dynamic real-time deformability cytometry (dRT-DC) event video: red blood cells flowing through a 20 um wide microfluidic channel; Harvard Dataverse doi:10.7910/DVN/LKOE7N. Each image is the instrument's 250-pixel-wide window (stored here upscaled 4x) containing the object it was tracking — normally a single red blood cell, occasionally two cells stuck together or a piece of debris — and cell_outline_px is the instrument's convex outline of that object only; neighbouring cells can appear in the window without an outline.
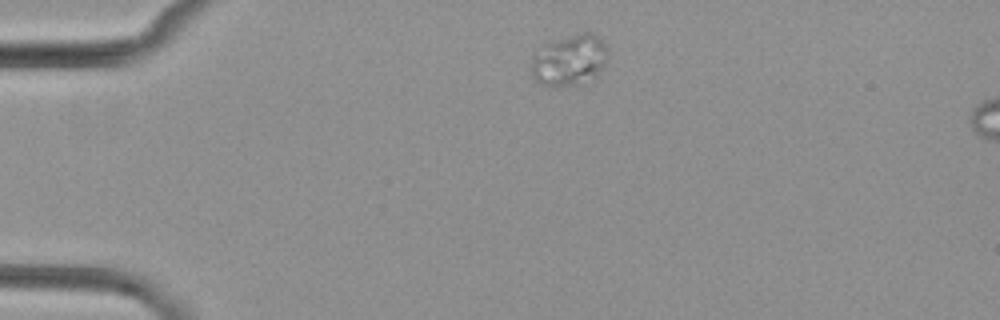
{"species": "common noctule bat (a hibernating species)", "species_latin": "Nyctalus noctula", "temperature_condition": "cold", "stored_images_in_passage": 2, "camera_frame_rate_fps": 3000, "um_per_image_px": 0.085, "animal": {"sex": "female", "body_mass_g": 29.2, "forearm_length_mm": 56.3}, "frame": {"image": 1, "passage_image": 1, "time_ms": 0.0, "image_size_px": [1000, 320], "cell_outline_px": [[608, 60], [600, 72], [592, 80], [576, 84], [556, 88], [552, 88], [540, 84], [532, 76], [532, 56], [540, 44], [580, 32], [588, 32], [600, 36], [608, 52]], "centroid_in_image_um": [48.39, 5.11], "position_along_channel_um": 36.6, "area_um2": 23.52}}